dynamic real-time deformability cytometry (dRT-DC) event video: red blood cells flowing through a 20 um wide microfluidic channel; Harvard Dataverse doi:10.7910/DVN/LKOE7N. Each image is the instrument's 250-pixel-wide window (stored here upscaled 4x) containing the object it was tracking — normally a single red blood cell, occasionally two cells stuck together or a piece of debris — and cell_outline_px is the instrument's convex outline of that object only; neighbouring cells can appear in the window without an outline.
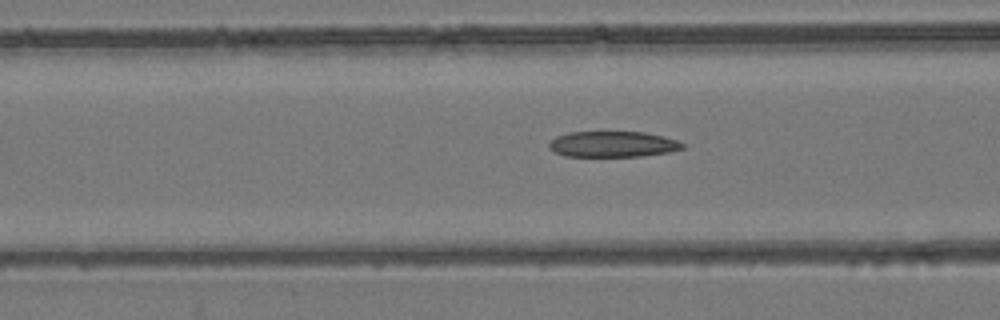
{"species": "common noctule bat (a hibernating species)", "species_latin": "Nyctalus noctula", "temperature_condition": "room temperature", "stored_images_in_passage": 34, "camera_frame_rate_fps": 3000, "um_per_image_px": 0.085, "animal": {"sex": "female", "body_mass_g": 24.6, "forearm_length_mm": 56.2}, "frame": {"image": 1, "passage_image": 6, "time_ms": 1.667, "image_size_px": [1000, 320], "cell_outline_px": [[684, 148], [668, 152], [644, 156], [564, 156], [548, 148], [548, 144], [556, 136], [568, 132], [644, 132], [664, 136], [676, 140], [684, 144]], "centroid_in_image_um": [52.08, 12.25], "position_along_channel_um": 114.5, "area_um2": 20.06}}
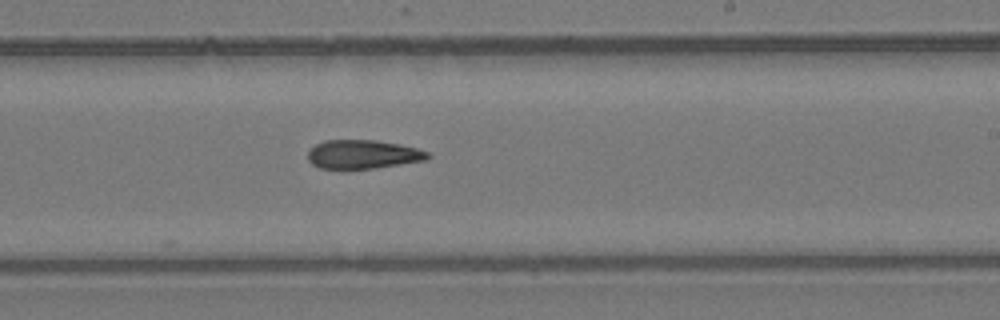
{"frame": {"image": 2, "passage_image": 17, "time_ms": 5.333, "image_size_px": [1000, 320], "cell_outline_px": [[432, 156], [428, 160], [376, 168], [320, 168], [312, 164], [308, 160], [308, 152], [316, 144], [324, 140], [376, 140], [400, 144], [416, 148], [428, 152]], "centroid_in_image_um": [30.89, 13.11], "position_along_channel_um": 258.1, "area_um2": 20.11}}
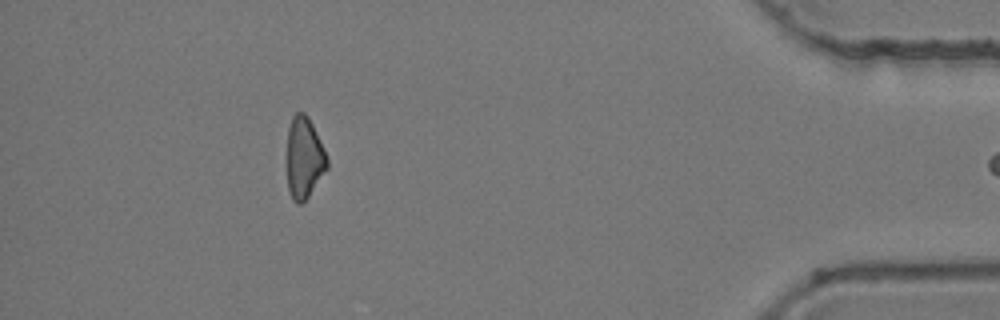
{"frame": {"image": 3, "passage_image": 33, "time_ms": 10.667, "image_size_px": [1000, 320], "cell_outline_px": [[328, 168], [308, 196], [300, 204], [296, 204], [292, 200], [288, 192], [288, 128], [292, 116], [296, 112], [304, 112], [308, 116], [324, 148], [328, 160]], "centroid_in_image_um": [25.86, 13.41], "position_along_channel_um": 409.3, "area_um2": 18.96}}